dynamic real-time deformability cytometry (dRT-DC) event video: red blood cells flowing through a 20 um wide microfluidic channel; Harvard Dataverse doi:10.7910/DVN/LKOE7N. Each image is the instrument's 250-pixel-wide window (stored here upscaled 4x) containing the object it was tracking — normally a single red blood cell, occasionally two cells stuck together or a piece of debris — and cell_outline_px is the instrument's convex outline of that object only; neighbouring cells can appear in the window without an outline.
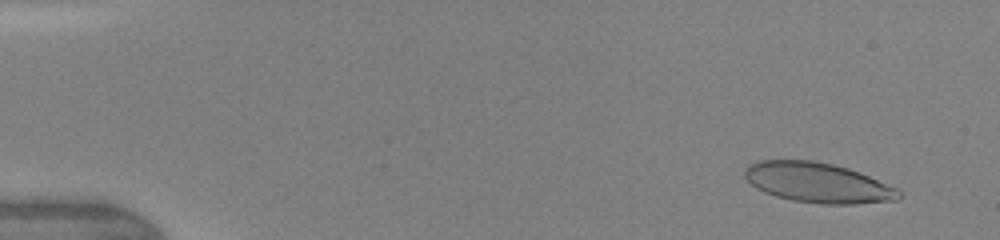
{"species": "human", "species_latin": "Homo sapiens", "temperature_condition": "warm", "stored_images_in_passage": 9, "camera_frame_rate_fps": 3000, "um_per_image_px": 0.085, "donor": {"sex": "female"}, "frame": {"image": 1, "passage_image": 2, "time_ms": 1.0, "image_size_px": [1000, 240], "cell_outline_px": [[900, 200], [856, 204], [820, 204], [792, 200], [776, 196], [764, 192], [756, 188], [744, 176], [744, 168], [748, 164], [756, 160], [812, 160], [832, 164], [848, 168], [860, 172], [900, 188]], "centroid_in_image_um": [69.54, 15.53], "position_along_channel_um": 15.5, "area_um2": 36.36}}
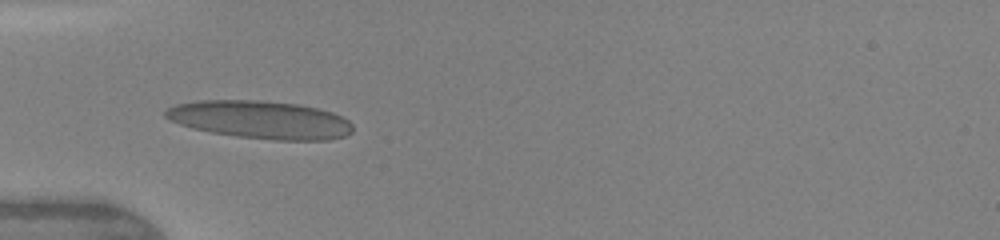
{"frame": {"image": 2, "passage_image": 6, "time_ms": 5.0, "image_size_px": [1000, 240], "cell_outline_px": [[352, 132], [348, 136], [328, 140], [272, 140], [236, 136], [212, 132], [192, 128], [180, 124], [164, 116], [164, 112], [168, 108], [176, 104], [200, 100], [260, 100], [300, 104], [332, 112], [348, 120], [352, 124]], "centroid_in_image_um": [22.16, 10.18], "position_along_channel_um": 62.8, "area_um2": 41.44}}